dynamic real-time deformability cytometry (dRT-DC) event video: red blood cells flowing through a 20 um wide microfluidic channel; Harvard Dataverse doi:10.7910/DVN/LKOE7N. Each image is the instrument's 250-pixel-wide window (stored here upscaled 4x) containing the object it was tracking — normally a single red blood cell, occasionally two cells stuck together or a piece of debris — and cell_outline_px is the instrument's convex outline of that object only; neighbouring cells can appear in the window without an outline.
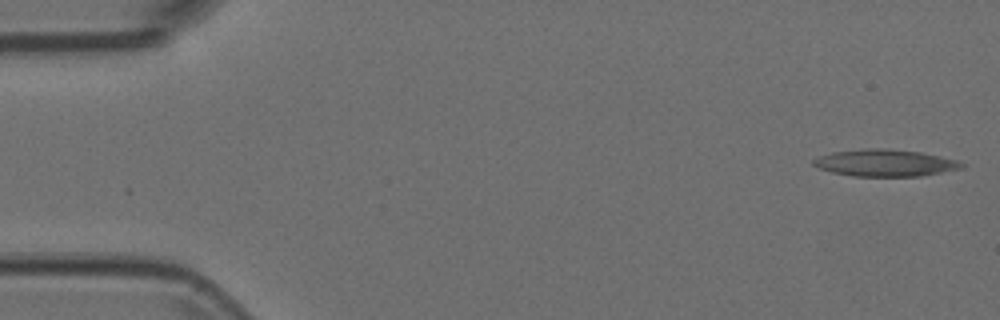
{"species": "Egyptian fruit bat (a non-hibernating species)", "species_latin": "Rousettus aegyptiacus", "temperature_condition": "room temperature", "stored_images_in_passage": 53, "camera_frame_rate_fps": 3000, "um_per_image_px": 0.085, "animal": {"sex": "female"}, "frame": {"image": 1, "passage_image": 1, "time_ms": 0.0, "image_size_px": [1000, 320], "cell_outline_px": [[964, 168], [920, 176], [852, 176], [832, 172], [820, 168], [812, 164], [812, 160], [820, 156], [832, 152], [868, 148], [884, 148], [920, 152], [940, 156], [956, 160], [964, 164]], "centroid_in_image_um": [75.23, 13.85], "position_along_channel_um": 9.8, "area_um2": 23.12}}
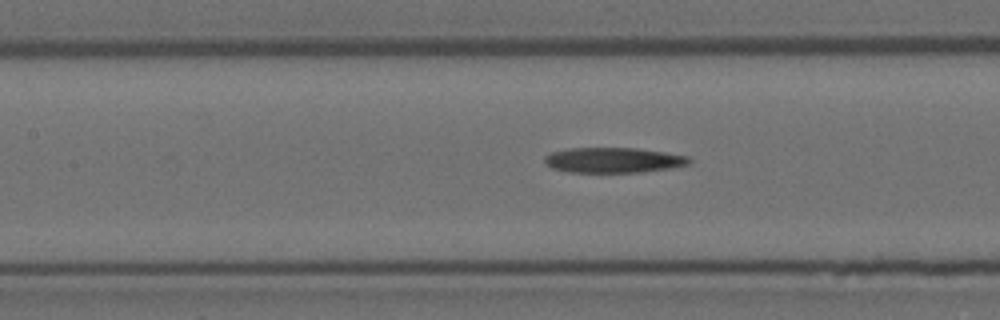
{"frame": {"image": 2, "passage_image": 23, "time_ms": 7.333, "image_size_px": [1000, 320], "cell_outline_px": [[692, 160], [688, 164], [672, 168], [640, 172], [568, 172], [552, 168], [544, 160], [544, 156], [552, 152], [568, 148], [636, 148], [664, 152], [688, 156]], "centroid_in_image_um": [52.14, 13.61], "position_along_channel_um": 155.3, "area_um2": 21.21}}
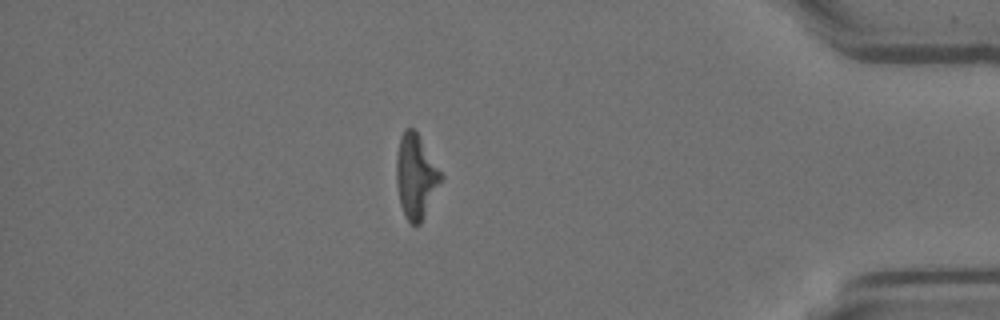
{"frame": {"image": 3, "passage_image": 46, "time_ms": 15.0, "image_size_px": [1000, 320], "cell_outline_px": [[444, 176], [420, 224], [412, 224], [404, 216], [400, 204], [396, 184], [396, 156], [400, 136], [404, 128], [412, 128], [416, 132]], "centroid_in_image_um": [35.32, 14.99], "position_along_channel_um": 399.9, "area_um2": 21.68}}